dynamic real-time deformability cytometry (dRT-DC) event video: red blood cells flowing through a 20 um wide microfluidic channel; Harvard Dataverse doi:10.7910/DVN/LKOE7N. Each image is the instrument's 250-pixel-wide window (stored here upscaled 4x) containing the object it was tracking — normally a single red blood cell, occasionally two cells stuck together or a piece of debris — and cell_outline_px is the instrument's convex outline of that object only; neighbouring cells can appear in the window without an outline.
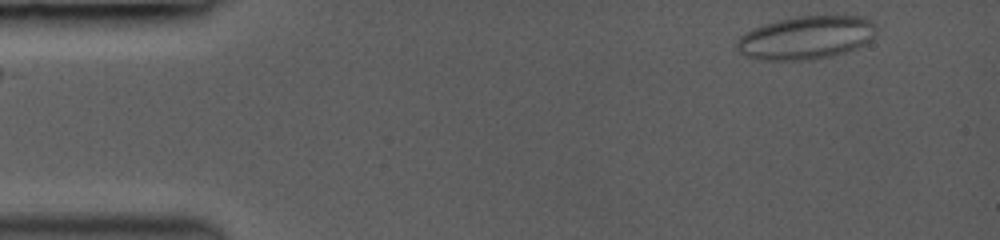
{"species": "common noctule bat (a hibernating species)", "species_latin": "Nyctalus noctula", "temperature_condition": "room temperature", "stored_images_in_passage": 57, "camera_frame_rate_fps": 3000, "um_per_image_px": 0.085, "animal": {"sex": "female", "body_mass_g": 19.0, "forearm_length_mm": 53.3}, "frame": {"image": 1, "passage_image": 1, "time_ms": 0.0, "image_size_px": [1000, 240], "cell_outline_px": [[876, 24], [872, 36], [864, 44], [856, 48], [832, 56], [808, 60], [764, 60], [748, 56], [740, 52], [736, 48], [736, 40], [740, 36], [752, 28], [764, 24], [780, 20], [800, 16], [864, 16], [872, 20]], "centroid_in_image_um": [68.5, 3.2], "position_along_channel_um": 16.5, "area_um2": 34.91}}
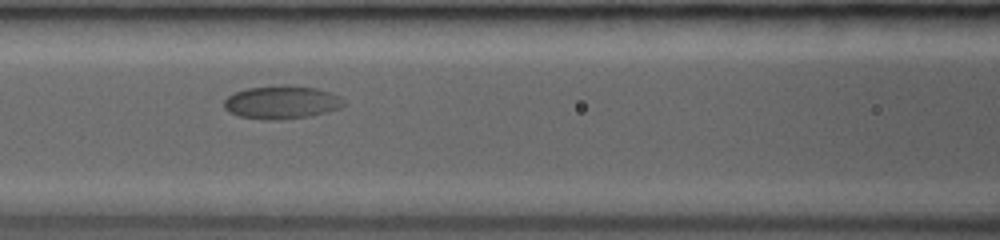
{"frame": {"image": 2, "passage_image": 29, "time_ms": 6.0, "image_size_px": [1000, 240], "cell_outline_px": [[348, 104], [340, 108], [328, 112], [312, 116], [284, 120], [264, 120], [240, 116], [228, 112], [224, 108], [224, 100], [228, 96], [236, 92], [248, 88], [280, 84], [288, 84], [316, 88], [340, 96]], "centroid_in_image_um": [23.97, 8.7], "position_along_channel_um": 142.6, "area_um2": 23.64}}
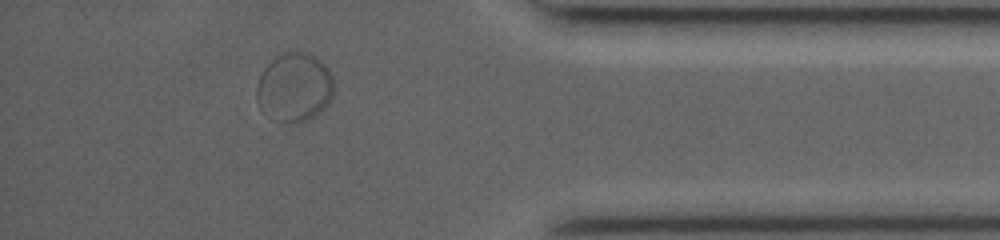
{"frame": {"image": 3, "passage_image": 48, "time_ms": 13.333, "image_size_px": [1000, 240], "cell_outline_px": [[336, 88], [328, 104], [316, 116], [300, 124], [280, 120], [260, 108], [256, 100], [256, 88], [260, 76], [264, 68], [272, 60], [284, 52], [308, 52], [316, 56], [328, 68], [332, 76]], "centroid_in_image_um": [25.07, 7.41], "position_along_channel_um": 410.1, "area_um2": 31.1}}